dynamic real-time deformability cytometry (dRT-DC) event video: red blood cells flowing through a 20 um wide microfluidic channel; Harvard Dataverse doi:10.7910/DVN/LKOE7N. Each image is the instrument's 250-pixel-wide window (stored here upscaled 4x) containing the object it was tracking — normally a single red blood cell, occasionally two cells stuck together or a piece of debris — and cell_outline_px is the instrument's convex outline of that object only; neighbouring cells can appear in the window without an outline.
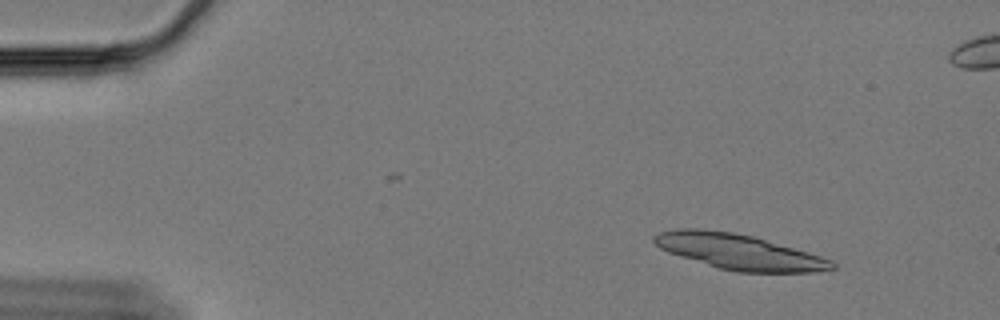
{"species": "Egyptian fruit bat (a non-hibernating species)", "species_latin": "Rousettus aegyptiacus", "temperature_condition": "cold", "stored_images_in_passage": 42, "camera_frame_rate_fps": 3000, "um_per_image_px": 0.085, "animal": {"sex": "female"}, "frame": {"image": 1, "passage_image": 7, "time_ms": 2.0, "image_size_px": [1000, 320], "cell_outline_px": [[836, 268], [812, 272], [736, 272], [720, 268], [680, 256], [668, 252], [660, 248], [652, 240], [652, 236], [660, 232], [676, 228], [696, 228], [732, 232], [752, 236], [808, 252], [832, 260], [836, 264]], "centroid_in_image_um": [62.79, 21.39], "position_along_channel_um": 22.2, "area_um2": 36.3}}